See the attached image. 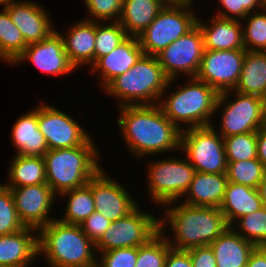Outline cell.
<instances>
[{"label": "cell", "instance_id": "6da1fadb", "mask_svg": "<svg viewBox=\"0 0 266 267\" xmlns=\"http://www.w3.org/2000/svg\"><path fill=\"white\" fill-rule=\"evenodd\" d=\"M116 120L127 153L137 162L155 155L179 153L181 130L163 113L158 104L122 106ZM149 156V157H148Z\"/></svg>", "mask_w": 266, "mask_h": 267}, {"label": "cell", "instance_id": "7a4b0ae2", "mask_svg": "<svg viewBox=\"0 0 266 267\" xmlns=\"http://www.w3.org/2000/svg\"><path fill=\"white\" fill-rule=\"evenodd\" d=\"M163 208L159 231L175 250L208 246L229 227L220 208L190 206L180 201L170 202Z\"/></svg>", "mask_w": 266, "mask_h": 267}, {"label": "cell", "instance_id": "3957f363", "mask_svg": "<svg viewBox=\"0 0 266 267\" xmlns=\"http://www.w3.org/2000/svg\"><path fill=\"white\" fill-rule=\"evenodd\" d=\"M176 80H169L159 100L164 115L181 131L212 125L219 93L196 77H188L180 86Z\"/></svg>", "mask_w": 266, "mask_h": 267}, {"label": "cell", "instance_id": "277c9868", "mask_svg": "<svg viewBox=\"0 0 266 267\" xmlns=\"http://www.w3.org/2000/svg\"><path fill=\"white\" fill-rule=\"evenodd\" d=\"M92 137L81 146L48 150L43 156L47 184L57 196L87 185L102 168L103 157Z\"/></svg>", "mask_w": 266, "mask_h": 267}, {"label": "cell", "instance_id": "5b68a950", "mask_svg": "<svg viewBox=\"0 0 266 267\" xmlns=\"http://www.w3.org/2000/svg\"><path fill=\"white\" fill-rule=\"evenodd\" d=\"M38 248L49 267H81L97 260L95 244L81 226L57 218L38 231Z\"/></svg>", "mask_w": 266, "mask_h": 267}, {"label": "cell", "instance_id": "8992f818", "mask_svg": "<svg viewBox=\"0 0 266 267\" xmlns=\"http://www.w3.org/2000/svg\"><path fill=\"white\" fill-rule=\"evenodd\" d=\"M169 80L157 57L144 54L130 69L113 79L101 91L115 98L117 108L155 105L159 103Z\"/></svg>", "mask_w": 266, "mask_h": 267}, {"label": "cell", "instance_id": "52a82bcc", "mask_svg": "<svg viewBox=\"0 0 266 267\" xmlns=\"http://www.w3.org/2000/svg\"><path fill=\"white\" fill-rule=\"evenodd\" d=\"M172 155L167 154L164 158L146 160L148 164L145 167L147 178L145 184L148 187H144L151 200L150 203L153 202L157 208L170 202L180 201L196 172L185 156Z\"/></svg>", "mask_w": 266, "mask_h": 267}, {"label": "cell", "instance_id": "ba28073f", "mask_svg": "<svg viewBox=\"0 0 266 267\" xmlns=\"http://www.w3.org/2000/svg\"><path fill=\"white\" fill-rule=\"evenodd\" d=\"M196 3L168 2L154 21L138 36L145 55L156 56L197 24ZM194 9V10H193Z\"/></svg>", "mask_w": 266, "mask_h": 267}, {"label": "cell", "instance_id": "9c48e42d", "mask_svg": "<svg viewBox=\"0 0 266 267\" xmlns=\"http://www.w3.org/2000/svg\"><path fill=\"white\" fill-rule=\"evenodd\" d=\"M215 115H217V118L220 117V124L218 127L214 125L216 122L214 121L212 126L214 128L217 127L216 131L223 138L257 132L265 127L262 117L261 98L255 94H245L235 90L219 93Z\"/></svg>", "mask_w": 266, "mask_h": 267}, {"label": "cell", "instance_id": "30bf717a", "mask_svg": "<svg viewBox=\"0 0 266 267\" xmlns=\"http://www.w3.org/2000/svg\"><path fill=\"white\" fill-rule=\"evenodd\" d=\"M180 150V155L187 158L195 171L226 173L227 159L223 137L212 125L181 131Z\"/></svg>", "mask_w": 266, "mask_h": 267}, {"label": "cell", "instance_id": "8fae6325", "mask_svg": "<svg viewBox=\"0 0 266 267\" xmlns=\"http://www.w3.org/2000/svg\"><path fill=\"white\" fill-rule=\"evenodd\" d=\"M139 206L111 223L95 244L97 254L118 248L143 246L159 232V217Z\"/></svg>", "mask_w": 266, "mask_h": 267}, {"label": "cell", "instance_id": "7c38bea8", "mask_svg": "<svg viewBox=\"0 0 266 267\" xmlns=\"http://www.w3.org/2000/svg\"><path fill=\"white\" fill-rule=\"evenodd\" d=\"M204 52L203 35L196 24L185 35L156 55L165 75L171 80L196 77ZM182 75V77H181Z\"/></svg>", "mask_w": 266, "mask_h": 267}, {"label": "cell", "instance_id": "4fadbf2b", "mask_svg": "<svg viewBox=\"0 0 266 267\" xmlns=\"http://www.w3.org/2000/svg\"><path fill=\"white\" fill-rule=\"evenodd\" d=\"M48 103L38 105V128L49 150L81 146L92 136L76 117Z\"/></svg>", "mask_w": 266, "mask_h": 267}, {"label": "cell", "instance_id": "5bb4252c", "mask_svg": "<svg viewBox=\"0 0 266 267\" xmlns=\"http://www.w3.org/2000/svg\"><path fill=\"white\" fill-rule=\"evenodd\" d=\"M245 53V49H204L196 78L218 93L234 90L240 78Z\"/></svg>", "mask_w": 266, "mask_h": 267}, {"label": "cell", "instance_id": "9a60e30c", "mask_svg": "<svg viewBox=\"0 0 266 267\" xmlns=\"http://www.w3.org/2000/svg\"><path fill=\"white\" fill-rule=\"evenodd\" d=\"M104 170L102 167L87 185L91 188L95 211L113 222L132 212L139 205V200L129 193L131 190L125 187L126 184L109 177Z\"/></svg>", "mask_w": 266, "mask_h": 267}, {"label": "cell", "instance_id": "2e32d148", "mask_svg": "<svg viewBox=\"0 0 266 267\" xmlns=\"http://www.w3.org/2000/svg\"><path fill=\"white\" fill-rule=\"evenodd\" d=\"M9 189L19 220L24 227L39 231L50 221L56 219L52 210L55 209L53 207L56 205L55 202L59 200L56 199L57 195L47 183Z\"/></svg>", "mask_w": 266, "mask_h": 267}, {"label": "cell", "instance_id": "e0dca14e", "mask_svg": "<svg viewBox=\"0 0 266 267\" xmlns=\"http://www.w3.org/2000/svg\"><path fill=\"white\" fill-rule=\"evenodd\" d=\"M27 62L33 64L42 73L60 77L72 74L76 68L68 59L63 40L55 30L43 41L29 44L23 53L11 65L19 66Z\"/></svg>", "mask_w": 266, "mask_h": 267}, {"label": "cell", "instance_id": "ac0fdd59", "mask_svg": "<svg viewBox=\"0 0 266 267\" xmlns=\"http://www.w3.org/2000/svg\"><path fill=\"white\" fill-rule=\"evenodd\" d=\"M34 1L16 0L3 6L27 45L43 41L56 29L50 12Z\"/></svg>", "mask_w": 266, "mask_h": 267}, {"label": "cell", "instance_id": "d6986e66", "mask_svg": "<svg viewBox=\"0 0 266 267\" xmlns=\"http://www.w3.org/2000/svg\"><path fill=\"white\" fill-rule=\"evenodd\" d=\"M143 55L144 51L138 37L128 36L109 54L100 57L89 68L91 74L97 75L100 86L98 89L103 90L113 79L130 69Z\"/></svg>", "mask_w": 266, "mask_h": 267}, {"label": "cell", "instance_id": "ffe728a7", "mask_svg": "<svg viewBox=\"0 0 266 267\" xmlns=\"http://www.w3.org/2000/svg\"><path fill=\"white\" fill-rule=\"evenodd\" d=\"M68 26L67 32L63 35L55 29L63 40L64 50L67 53L71 64L77 69L88 67L94 64V51L96 39V21L85 19L75 20Z\"/></svg>", "mask_w": 266, "mask_h": 267}, {"label": "cell", "instance_id": "44dd1931", "mask_svg": "<svg viewBox=\"0 0 266 267\" xmlns=\"http://www.w3.org/2000/svg\"><path fill=\"white\" fill-rule=\"evenodd\" d=\"M39 258L38 231L24 227L18 232L0 236V264L31 267Z\"/></svg>", "mask_w": 266, "mask_h": 267}, {"label": "cell", "instance_id": "7402d4cb", "mask_svg": "<svg viewBox=\"0 0 266 267\" xmlns=\"http://www.w3.org/2000/svg\"><path fill=\"white\" fill-rule=\"evenodd\" d=\"M197 24L203 35L206 50L245 49L243 26L239 20L225 19L212 14L205 22L198 14ZM209 22V23H208Z\"/></svg>", "mask_w": 266, "mask_h": 267}, {"label": "cell", "instance_id": "603a6c76", "mask_svg": "<svg viewBox=\"0 0 266 267\" xmlns=\"http://www.w3.org/2000/svg\"><path fill=\"white\" fill-rule=\"evenodd\" d=\"M21 114L12 125L11 139L14 152L23 156H44L48 149L45 137L38 128V105Z\"/></svg>", "mask_w": 266, "mask_h": 267}, {"label": "cell", "instance_id": "cb8c5ba5", "mask_svg": "<svg viewBox=\"0 0 266 267\" xmlns=\"http://www.w3.org/2000/svg\"><path fill=\"white\" fill-rule=\"evenodd\" d=\"M226 173H204L196 171L190 186L180 202L190 206L220 208L226 186Z\"/></svg>", "mask_w": 266, "mask_h": 267}, {"label": "cell", "instance_id": "d4e9b609", "mask_svg": "<svg viewBox=\"0 0 266 267\" xmlns=\"http://www.w3.org/2000/svg\"><path fill=\"white\" fill-rule=\"evenodd\" d=\"M217 267H246L256 246L242 238L231 226L209 245Z\"/></svg>", "mask_w": 266, "mask_h": 267}, {"label": "cell", "instance_id": "484cf974", "mask_svg": "<svg viewBox=\"0 0 266 267\" xmlns=\"http://www.w3.org/2000/svg\"><path fill=\"white\" fill-rule=\"evenodd\" d=\"M167 3V0H123L118 22L128 36L138 37Z\"/></svg>", "mask_w": 266, "mask_h": 267}, {"label": "cell", "instance_id": "4316f807", "mask_svg": "<svg viewBox=\"0 0 266 267\" xmlns=\"http://www.w3.org/2000/svg\"><path fill=\"white\" fill-rule=\"evenodd\" d=\"M262 200L257 188L228 182L220 206V211L229 226L237 219L262 208Z\"/></svg>", "mask_w": 266, "mask_h": 267}, {"label": "cell", "instance_id": "83f0119b", "mask_svg": "<svg viewBox=\"0 0 266 267\" xmlns=\"http://www.w3.org/2000/svg\"><path fill=\"white\" fill-rule=\"evenodd\" d=\"M9 164L6 188H18L47 183L43 156H23L14 154Z\"/></svg>", "mask_w": 266, "mask_h": 267}, {"label": "cell", "instance_id": "f1b7e54d", "mask_svg": "<svg viewBox=\"0 0 266 267\" xmlns=\"http://www.w3.org/2000/svg\"><path fill=\"white\" fill-rule=\"evenodd\" d=\"M235 91L261 97L266 92V52L246 51Z\"/></svg>", "mask_w": 266, "mask_h": 267}, {"label": "cell", "instance_id": "f546056e", "mask_svg": "<svg viewBox=\"0 0 266 267\" xmlns=\"http://www.w3.org/2000/svg\"><path fill=\"white\" fill-rule=\"evenodd\" d=\"M64 197L67 201L65 200L66 205L63 214L59 215V218L57 216L61 222L80 225L95 211L91 188L88 185L65 191L57 196L59 200L64 199Z\"/></svg>", "mask_w": 266, "mask_h": 267}, {"label": "cell", "instance_id": "4dcf8cb0", "mask_svg": "<svg viewBox=\"0 0 266 267\" xmlns=\"http://www.w3.org/2000/svg\"><path fill=\"white\" fill-rule=\"evenodd\" d=\"M28 45L16 25L12 22L8 11L3 7L0 11V60L8 65L23 53Z\"/></svg>", "mask_w": 266, "mask_h": 267}, {"label": "cell", "instance_id": "1f68e13d", "mask_svg": "<svg viewBox=\"0 0 266 267\" xmlns=\"http://www.w3.org/2000/svg\"><path fill=\"white\" fill-rule=\"evenodd\" d=\"M231 227L256 247H266V207L240 217Z\"/></svg>", "mask_w": 266, "mask_h": 267}, {"label": "cell", "instance_id": "d6a6232c", "mask_svg": "<svg viewBox=\"0 0 266 267\" xmlns=\"http://www.w3.org/2000/svg\"><path fill=\"white\" fill-rule=\"evenodd\" d=\"M265 173L266 169L258 158L227 162L226 175L228 182L246 185L251 188H258Z\"/></svg>", "mask_w": 266, "mask_h": 267}, {"label": "cell", "instance_id": "836d02e7", "mask_svg": "<svg viewBox=\"0 0 266 267\" xmlns=\"http://www.w3.org/2000/svg\"><path fill=\"white\" fill-rule=\"evenodd\" d=\"M241 22L245 50L266 52V10L249 13Z\"/></svg>", "mask_w": 266, "mask_h": 267}, {"label": "cell", "instance_id": "e575fe53", "mask_svg": "<svg viewBox=\"0 0 266 267\" xmlns=\"http://www.w3.org/2000/svg\"><path fill=\"white\" fill-rule=\"evenodd\" d=\"M127 37L128 35L118 21H96L94 63L100 57L109 54Z\"/></svg>", "mask_w": 266, "mask_h": 267}, {"label": "cell", "instance_id": "d590c367", "mask_svg": "<svg viewBox=\"0 0 266 267\" xmlns=\"http://www.w3.org/2000/svg\"><path fill=\"white\" fill-rule=\"evenodd\" d=\"M223 141L227 162L257 158V132L224 137Z\"/></svg>", "mask_w": 266, "mask_h": 267}, {"label": "cell", "instance_id": "8d00e7d4", "mask_svg": "<svg viewBox=\"0 0 266 267\" xmlns=\"http://www.w3.org/2000/svg\"><path fill=\"white\" fill-rule=\"evenodd\" d=\"M172 249L159 231L146 244L138 247L135 267H164L168 252Z\"/></svg>", "mask_w": 266, "mask_h": 267}, {"label": "cell", "instance_id": "74e56055", "mask_svg": "<svg viewBox=\"0 0 266 267\" xmlns=\"http://www.w3.org/2000/svg\"><path fill=\"white\" fill-rule=\"evenodd\" d=\"M24 228L20 222L12 193L0 184V236L18 232Z\"/></svg>", "mask_w": 266, "mask_h": 267}, {"label": "cell", "instance_id": "f35d334b", "mask_svg": "<svg viewBox=\"0 0 266 267\" xmlns=\"http://www.w3.org/2000/svg\"><path fill=\"white\" fill-rule=\"evenodd\" d=\"M88 13L85 20L109 22L118 21L123 0H83Z\"/></svg>", "mask_w": 266, "mask_h": 267}, {"label": "cell", "instance_id": "ab89813d", "mask_svg": "<svg viewBox=\"0 0 266 267\" xmlns=\"http://www.w3.org/2000/svg\"><path fill=\"white\" fill-rule=\"evenodd\" d=\"M97 257V260L103 267H135L138 257V247L113 249L98 253Z\"/></svg>", "mask_w": 266, "mask_h": 267}, {"label": "cell", "instance_id": "60d3db41", "mask_svg": "<svg viewBox=\"0 0 266 267\" xmlns=\"http://www.w3.org/2000/svg\"><path fill=\"white\" fill-rule=\"evenodd\" d=\"M111 223L112 221L108 220L99 212L94 211L80 226L87 237L96 244Z\"/></svg>", "mask_w": 266, "mask_h": 267}, {"label": "cell", "instance_id": "b9f144b4", "mask_svg": "<svg viewBox=\"0 0 266 267\" xmlns=\"http://www.w3.org/2000/svg\"><path fill=\"white\" fill-rule=\"evenodd\" d=\"M187 252L191 257L193 267H217L216 257L209 245L195 247Z\"/></svg>", "mask_w": 266, "mask_h": 267}, {"label": "cell", "instance_id": "7bdbcfd3", "mask_svg": "<svg viewBox=\"0 0 266 267\" xmlns=\"http://www.w3.org/2000/svg\"><path fill=\"white\" fill-rule=\"evenodd\" d=\"M219 3L218 9L215 12V16L225 18V19H233L240 21V0H217Z\"/></svg>", "mask_w": 266, "mask_h": 267}, {"label": "cell", "instance_id": "ee69618b", "mask_svg": "<svg viewBox=\"0 0 266 267\" xmlns=\"http://www.w3.org/2000/svg\"><path fill=\"white\" fill-rule=\"evenodd\" d=\"M164 267H193L187 251L171 249L165 260Z\"/></svg>", "mask_w": 266, "mask_h": 267}, {"label": "cell", "instance_id": "f6af8a7d", "mask_svg": "<svg viewBox=\"0 0 266 267\" xmlns=\"http://www.w3.org/2000/svg\"><path fill=\"white\" fill-rule=\"evenodd\" d=\"M264 9L263 0H240V21L249 13Z\"/></svg>", "mask_w": 266, "mask_h": 267}, {"label": "cell", "instance_id": "bcb514c9", "mask_svg": "<svg viewBox=\"0 0 266 267\" xmlns=\"http://www.w3.org/2000/svg\"><path fill=\"white\" fill-rule=\"evenodd\" d=\"M246 267H266V247H256L251 253Z\"/></svg>", "mask_w": 266, "mask_h": 267}, {"label": "cell", "instance_id": "7dc6e473", "mask_svg": "<svg viewBox=\"0 0 266 267\" xmlns=\"http://www.w3.org/2000/svg\"><path fill=\"white\" fill-rule=\"evenodd\" d=\"M257 158L266 169V127L257 131Z\"/></svg>", "mask_w": 266, "mask_h": 267}, {"label": "cell", "instance_id": "c3c4849f", "mask_svg": "<svg viewBox=\"0 0 266 267\" xmlns=\"http://www.w3.org/2000/svg\"><path fill=\"white\" fill-rule=\"evenodd\" d=\"M257 189L262 200V205L263 207H266V173Z\"/></svg>", "mask_w": 266, "mask_h": 267}, {"label": "cell", "instance_id": "681fc988", "mask_svg": "<svg viewBox=\"0 0 266 267\" xmlns=\"http://www.w3.org/2000/svg\"><path fill=\"white\" fill-rule=\"evenodd\" d=\"M260 98L262 106V117L264 121V126L266 127V92Z\"/></svg>", "mask_w": 266, "mask_h": 267}, {"label": "cell", "instance_id": "f907efd6", "mask_svg": "<svg viewBox=\"0 0 266 267\" xmlns=\"http://www.w3.org/2000/svg\"><path fill=\"white\" fill-rule=\"evenodd\" d=\"M81 267H103L98 260H96L94 263H91L89 265L81 266Z\"/></svg>", "mask_w": 266, "mask_h": 267}, {"label": "cell", "instance_id": "816d5d0a", "mask_svg": "<svg viewBox=\"0 0 266 267\" xmlns=\"http://www.w3.org/2000/svg\"><path fill=\"white\" fill-rule=\"evenodd\" d=\"M168 2H187V3H195L196 0H167Z\"/></svg>", "mask_w": 266, "mask_h": 267}, {"label": "cell", "instance_id": "f5cc1de1", "mask_svg": "<svg viewBox=\"0 0 266 267\" xmlns=\"http://www.w3.org/2000/svg\"><path fill=\"white\" fill-rule=\"evenodd\" d=\"M13 1H16V0H0V6H5Z\"/></svg>", "mask_w": 266, "mask_h": 267}, {"label": "cell", "instance_id": "db71d44e", "mask_svg": "<svg viewBox=\"0 0 266 267\" xmlns=\"http://www.w3.org/2000/svg\"><path fill=\"white\" fill-rule=\"evenodd\" d=\"M264 9L266 10V0H263Z\"/></svg>", "mask_w": 266, "mask_h": 267}, {"label": "cell", "instance_id": "11a10c76", "mask_svg": "<svg viewBox=\"0 0 266 267\" xmlns=\"http://www.w3.org/2000/svg\"><path fill=\"white\" fill-rule=\"evenodd\" d=\"M0 267H10V266H6V265H1V264H0Z\"/></svg>", "mask_w": 266, "mask_h": 267}]
</instances>
